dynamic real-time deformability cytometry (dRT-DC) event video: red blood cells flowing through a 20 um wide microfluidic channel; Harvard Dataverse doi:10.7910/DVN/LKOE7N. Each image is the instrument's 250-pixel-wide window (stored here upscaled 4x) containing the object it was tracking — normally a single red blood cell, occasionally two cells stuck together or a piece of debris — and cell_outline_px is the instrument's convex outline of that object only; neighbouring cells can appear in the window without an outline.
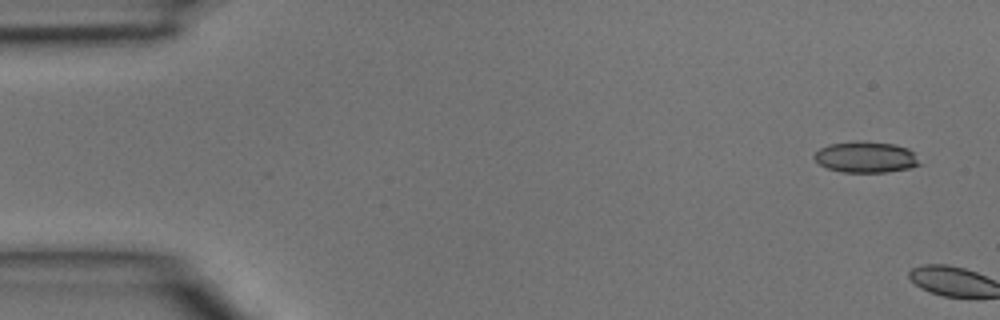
{"species": "common noctule bat (a hibernating species)", "species_latin": "Nyctalus noctula", "temperature_condition": "room temperature", "stored_images_in_passage": 2, "camera_frame_rate_fps": 3000, "um_per_image_px": 0.085, "animal": {"sex": "male", "body_mass_g": 15.6}, "frame": {"image": 1, "passage_image": 1, "time_ms": 0.0, "image_size_px": [1000, 320], "cell_outline_px": [[920, 164], [908, 168], [884, 172], [840, 172], [828, 168], [820, 164], [812, 156], [820, 148], [828, 144], [856, 140], [896, 144], [908, 148], [912, 152]], "centroid_in_image_um": [73.55, 13.34], "position_along_channel_um": 11.5, "area_um2": 19.02}}